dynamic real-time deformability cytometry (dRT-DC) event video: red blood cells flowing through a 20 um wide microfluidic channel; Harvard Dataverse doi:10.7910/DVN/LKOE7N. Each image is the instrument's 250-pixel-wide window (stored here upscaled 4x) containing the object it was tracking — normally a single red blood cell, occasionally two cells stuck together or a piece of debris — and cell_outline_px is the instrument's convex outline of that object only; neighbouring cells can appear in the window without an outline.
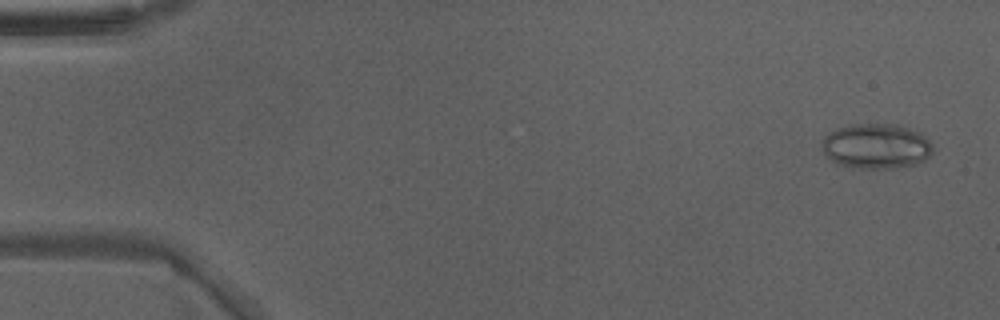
{"species": "Egyptian fruit bat (a non-hibernating species)", "species_latin": "Rousettus aegyptiacus", "temperature_condition": "warm", "stored_images_in_passage": 14, "camera_frame_rate_fps": 3000, "um_per_image_px": 0.085, "animal": {"sex": "male"}, "frame": {"image": 1, "passage_image": 3, "time_ms": 0.667, "image_size_px": [1000, 320], "cell_outline_px": [[932, 152], [924, 160], [916, 164], [892, 168], [860, 168], [836, 164], [824, 156], [820, 144], [824, 136], [828, 132], [836, 128], [852, 124], [896, 124], [920, 132], [932, 144]], "centroid_in_image_um": [74.42, 12.42], "position_along_channel_um": 10.6, "area_um2": 29.42}}